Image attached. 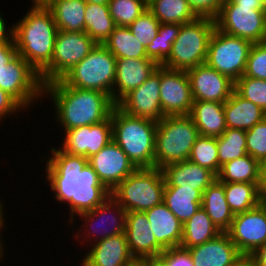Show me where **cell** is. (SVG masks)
Listing matches in <instances>:
<instances>
[{"label":"cell","mask_w":266,"mask_h":266,"mask_svg":"<svg viewBox=\"0 0 266 266\" xmlns=\"http://www.w3.org/2000/svg\"><path fill=\"white\" fill-rule=\"evenodd\" d=\"M156 241L165 249L180 247L183 223L162 202L145 211Z\"/></svg>","instance_id":"cell-24"},{"label":"cell","mask_w":266,"mask_h":266,"mask_svg":"<svg viewBox=\"0 0 266 266\" xmlns=\"http://www.w3.org/2000/svg\"><path fill=\"white\" fill-rule=\"evenodd\" d=\"M151 266H165V264L159 258L151 259Z\"/></svg>","instance_id":"cell-57"},{"label":"cell","mask_w":266,"mask_h":266,"mask_svg":"<svg viewBox=\"0 0 266 266\" xmlns=\"http://www.w3.org/2000/svg\"><path fill=\"white\" fill-rule=\"evenodd\" d=\"M214 29V18L206 16H199L191 22L182 24L179 35L172 44L171 54L162 66L187 71L204 64Z\"/></svg>","instance_id":"cell-6"},{"label":"cell","mask_w":266,"mask_h":266,"mask_svg":"<svg viewBox=\"0 0 266 266\" xmlns=\"http://www.w3.org/2000/svg\"><path fill=\"white\" fill-rule=\"evenodd\" d=\"M113 140L111 115L104 121L66 130L62 151L87 159Z\"/></svg>","instance_id":"cell-17"},{"label":"cell","mask_w":266,"mask_h":266,"mask_svg":"<svg viewBox=\"0 0 266 266\" xmlns=\"http://www.w3.org/2000/svg\"><path fill=\"white\" fill-rule=\"evenodd\" d=\"M190 81L186 71L161 65L160 105L165 116L189 115L193 106Z\"/></svg>","instance_id":"cell-15"},{"label":"cell","mask_w":266,"mask_h":266,"mask_svg":"<svg viewBox=\"0 0 266 266\" xmlns=\"http://www.w3.org/2000/svg\"><path fill=\"white\" fill-rule=\"evenodd\" d=\"M260 165L257 160L247 154L222 165L217 180L224 183L259 184Z\"/></svg>","instance_id":"cell-32"},{"label":"cell","mask_w":266,"mask_h":266,"mask_svg":"<svg viewBox=\"0 0 266 266\" xmlns=\"http://www.w3.org/2000/svg\"><path fill=\"white\" fill-rule=\"evenodd\" d=\"M159 26L160 22L147 9L128 28L133 36L146 47L155 39Z\"/></svg>","instance_id":"cell-43"},{"label":"cell","mask_w":266,"mask_h":266,"mask_svg":"<svg viewBox=\"0 0 266 266\" xmlns=\"http://www.w3.org/2000/svg\"><path fill=\"white\" fill-rule=\"evenodd\" d=\"M147 7L160 23L184 24L199 17L187 0H149Z\"/></svg>","instance_id":"cell-31"},{"label":"cell","mask_w":266,"mask_h":266,"mask_svg":"<svg viewBox=\"0 0 266 266\" xmlns=\"http://www.w3.org/2000/svg\"><path fill=\"white\" fill-rule=\"evenodd\" d=\"M198 16L214 18L220 11L224 0H187Z\"/></svg>","instance_id":"cell-46"},{"label":"cell","mask_w":266,"mask_h":266,"mask_svg":"<svg viewBox=\"0 0 266 266\" xmlns=\"http://www.w3.org/2000/svg\"><path fill=\"white\" fill-rule=\"evenodd\" d=\"M215 28L250 41L252 44L266 40V8L254 5H235L224 0L214 17Z\"/></svg>","instance_id":"cell-9"},{"label":"cell","mask_w":266,"mask_h":266,"mask_svg":"<svg viewBox=\"0 0 266 266\" xmlns=\"http://www.w3.org/2000/svg\"><path fill=\"white\" fill-rule=\"evenodd\" d=\"M258 196L260 204L266 205V162L260 165Z\"/></svg>","instance_id":"cell-49"},{"label":"cell","mask_w":266,"mask_h":266,"mask_svg":"<svg viewBox=\"0 0 266 266\" xmlns=\"http://www.w3.org/2000/svg\"><path fill=\"white\" fill-rule=\"evenodd\" d=\"M145 212L126 214L125 235L129 250L135 259L158 258L165 249L156 241Z\"/></svg>","instance_id":"cell-19"},{"label":"cell","mask_w":266,"mask_h":266,"mask_svg":"<svg viewBox=\"0 0 266 266\" xmlns=\"http://www.w3.org/2000/svg\"><path fill=\"white\" fill-rule=\"evenodd\" d=\"M227 233L241 254H252L266 243V205L235 214Z\"/></svg>","instance_id":"cell-14"},{"label":"cell","mask_w":266,"mask_h":266,"mask_svg":"<svg viewBox=\"0 0 266 266\" xmlns=\"http://www.w3.org/2000/svg\"><path fill=\"white\" fill-rule=\"evenodd\" d=\"M99 181L111 192L137 168L113 140L97 154L88 158Z\"/></svg>","instance_id":"cell-16"},{"label":"cell","mask_w":266,"mask_h":266,"mask_svg":"<svg viewBox=\"0 0 266 266\" xmlns=\"http://www.w3.org/2000/svg\"><path fill=\"white\" fill-rule=\"evenodd\" d=\"M86 3L100 4V5H108L110 0H83Z\"/></svg>","instance_id":"cell-56"},{"label":"cell","mask_w":266,"mask_h":266,"mask_svg":"<svg viewBox=\"0 0 266 266\" xmlns=\"http://www.w3.org/2000/svg\"><path fill=\"white\" fill-rule=\"evenodd\" d=\"M201 207L221 232L230 229L234 214L226 201L224 182L216 179L208 186L203 192Z\"/></svg>","instance_id":"cell-27"},{"label":"cell","mask_w":266,"mask_h":266,"mask_svg":"<svg viewBox=\"0 0 266 266\" xmlns=\"http://www.w3.org/2000/svg\"><path fill=\"white\" fill-rule=\"evenodd\" d=\"M194 101L225 103L234 91V81L206 63L186 71Z\"/></svg>","instance_id":"cell-18"},{"label":"cell","mask_w":266,"mask_h":266,"mask_svg":"<svg viewBox=\"0 0 266 266\" xmlns=\"http://www.w3.org/2000/svg\"><path fill=\"white\" fill-rule=\"evenodd\" d=\"M158 258L165 266H195L189 251L181 247L165 250Z\"/></svg>","instance_id":"cell-45"},{"label":"cell","mask_w":266,"mask_h":266,"mask_svg":"<svg viewBox=\"0 0 266 266\" xmlns=\"http://www.w3.org/2000/svg\"><path fill=\"white\" fill-rule=\"evenodd\" d=\"M132 256L125 233L97 241L85 256L82 266H127Z\"/></svg>","instance_id":"cell-22"},{"label":"cell","mask_w":266,"mask_h":266,"mask_svg":"<svg viewBox=\"0 0 266 266\" xmlns=\"http://www.w3.org/2000/svg\"><path fill=\"white\" fill-rule=\"evenodd\" d=\"M0 88L23 108L40 97L39 94L43 95V84L38 72L19 54L0 72Z\"/></svg>","instance_id":"cell-12"},{"label":"cell","mask_w":266,"mask_h":266,"mask_svg":"<svg viewBox=\"0 0 266 266\" xmlns=\"http://www.w3.org/2000/svg\"><path fill=\"white\" fill-rule=\"evenodd\" d=\"M256 266H266V243L259 246L252 254Z\"/></svg>","instance_id":"cell-51"},{"label":"cell","mask_w":266,"mask_h":266,"mask_svg":"<svg viewBox=\"0 0 266 266\" xmlns=\"http://www.w3.org/2000/svg\"><path fill=\"white\" fill-rule=\"evenodd\" d=\"M244 75L266 80V40L252 44L248 54Z\"/></svg>","instance_id":"cell-44"},{"label":"cell","mask_w":266,"mask_h":266,"mask_svg":"<svg viewBox=\"0 0 266 266\" xmlns=\"http://www.w3.org/2000/svg\"><path fill=\"white\" fill-rule=\"evenodd\" d=\"M158 66L159 65L150 58L116 59L114 88L116 86L118 90L113 91L112 101L117 104L131 90L143 84Z\"/></svg>","instance_id":"cell-20"},{"label":"cell","mask_w":266,"mask_h":266,"mask_svg":"<svg viewBox=\"0 0 266 266\" xmlns=\"http://www.w3.org/2000/svg\"><path fill=\"white\" fill-rule=\"evenodd\" d=\"M235 5H254V7H265L261 0H231Z\"/></svg>","instance_id":"cell-53"},{"label":"cell","mask_w":266,"mask_h":266,"mask_svg":"<svg viewBox=\"0 0 266 266\" xmlns=\"http://www.w3.org/2000/svg\"><path fill=\"white\" fill-rule=\"evenodd\" d=\"M17 54L14 42H0V72Z\"/></svg>","instance_id":"cell-48"},{"label":"cell","mask_w":266,"mask_h":266,"mask_svg":"<svg viewBox=\"0 0 266 266\" xmlns=\"http://www.w3.org/2000/svg\"><path fill=\"white\" fill-rule=\"evenodd\" d=\"M165 187L192 188L202 193L211 185L217 176L207 168L189 160L173 163L162 168Z\"/></svg>","instance_id":"cell-21"},{"label":"cell","mask_w":266,"mask_h":266,"mask_svg":"<svg viewBox=\"0 0 266 266\" xmlns=\"http://www.w3.org/2000/svg\"><path fill=\"white\" fill-rule=\"evenodd\" d=\"M2 203L0 202V230L2 229V226H3V221H4V219H3V206L1 205Z\"/></svg>","instance_id":"cell-58"},{"label":"cell","mask_w":266,"mask_h":266,"mask_svg":"<svg viewBox=\"0 0 266 266\" xmlns=\"http://www.w3.org/2000/svg\"><path fill=\"white\" fill-rule=\"evenodd\" d=\"M187 250L195 266H229L241 254L227 232Z\"/></svg>","instance_id":"cell-23"},{"label":"cell","mask_w":266,"mask_h":266,"mask_svg":"<svg viewBox=\"0 0 266 266\" xmlns=\"http://www.w3.org/2000/svg\"><path fill=\"white\" fill-rule=\"evenodd\" d=\"M103 45L118 58H147L146 47L128 27L116 26Z\"/></svg>","instance_id":"cell-34"},{"label":"cell","mask_w":266,"mask_h":266,"mask_svg":"<svg viewBox=\"0 0 266 266\" xmlns=\"http://www.w3.org/2000/svg\"><path fill=\"white\" fill-rule=\"evenodd\" d=\"M34 1L33 6L47 7L53 0H32Z\"/></svg>","instance_id":"cell-55"},{"label":"cell","mask_w":266,"mask_h":266,"mask_svg":"<svg viewBox=\"0 0 266 266\" xmlns=\"http://www.w3.org/2000/svg\"><path fill=\"white\" fill-rule=\"evenodd\" d=\"M227 128L250 130L266 117V112L256 104L242 98L235 91L224 103Z\"/></svg>","instance_id":"cell-25"},{"label":"cell","mask_w":266,"mask_h":266,"mask_svg":"<svg viewBox=\"0 0 266 266\" xmlns=\"http://www.w3.org/2000/svg\"><path fill=\"white\" fill-rule=\"evenodd\" d=\"M222 232L216 227L207 212L200 207L196 213L183 224L180 247L189 249L214 239Z\"/></svg>","instance_id":"cell-30"},{"label":"cell","mask_w":266,"mask_h":266,"mask_svg":"<svg viewBox=\"0 0 266 266\" xmlns=\"http://www.w3.org/2000/svg\"><path fill=\"white\" fill-rule=\"evenodd\" d=\"M182 24L160 23L158 34L151 43L146 46L147 58L162 65L170 56L172 44L179 35Z\"/></svg>","instance_id":"cell-37"},{"label":"cell","mask_w":266,"mask_h":266,"mask_svg":"<svg viewBox=\"0 0 266 266\" xmlns=\"http://www.w3.org/2000/svg\"><path fill=\"white\" fill-rule=\"evenodd\" d=\"M97 43L86 32L58 30L51 63L39 74L42 84L61 79L82 61Z\"/></svg>","instance_id":"cell-11"},{"label":"cell","mask_w":266,"mask_h":266,"mask_svg":"<svg viewBox=\"0 0 266 266\" xmlns=\"http://www.w3.org/2000/svg\"><path fill=\"white\" fill-rule=\"evenodd\" d=\"M111 209H112V212H113V209H114V211L116 209V212H117V215H118L119 220H118L117 216L116 217L115 216H111V219L110 220L112 221V223H114L113 225L111 224L112 225L111 226L112 228H110L111 230L110 231L107 230L108 228H106L105 231L103 230V233L100 234L102 237H99L98 241L103 240V239L108 238V237H111V236H116V235L125 233L126 214H127V211L115 199H113L110 196L102 204L98 205L93 210L79 214V216L85 217L84 219L87 220V221L85 220V223L87 224V222L92 221L94 218H96V220H98L100 217H102V218L105 217V215H106L107 212L112 213L111 212ZM99 215H101V216H99ZM106 219H107L106 221L108 222L109 217H107ZM103 220L104 219H102V221ZM106 221L104 222L105 224H106ZM90 223L92 225V222H90ZM110 223L111 222L109 221L108 224H110ZM97 229H99V228H97ZM95 231H92L91 233L93 234V232L95 233Z\"/></svg>","instance_id":"cell-36"},{"label":"cell","mask_w":266,"mask_h":266,"mask_svg":"<svg viewBox=\"0 0 266 266\" xmlns=\"http://www.w3.org/2000/svg\"><path fill=\"white\" fill-rule=\"evenodd\" d=\"M1 231V230H0ZM4 250H3V248H2V244H1V241H0V258L2 257L1 255V253L3 252Z\"/></svg>","instance_id":"cell-59"},{"label":"cell","mask_w":266,"mask_h":266,"mask_svg":"<svg viewBox=\"0 0 266 266\" xmlns=\"http://www.w3.org/2000/svg\"><path fill=\"white\" fill-rule=\"evenodd\" d=\"M127 266H151V259H134Z\"/></svg>","instance_id":"cell-54"},{"label":"cell","mask_w":266,"mask_h":266,"mask_svg":"<svg viewBox=\"0 0 266 266\" xmlns=\"http://www.w3.org/2000/svg\"><path fill=\"white\" fill-rule=\"evenodd\" d=\"M58 27L48 7L33 6L13 26V40L18 54L40 74L50 63Z\"/></svg>","instance_id":"cell-3"},{"label":"cell","mask_w":266,"mask_h":266,"mask_svg":"<svg viewBox=\"0 0 266 266\" xmlns=\"http://www.w3.org/2000/svg\"><path fill=\"white\" fill-rule=\"evenodd\" d=\"M113 141L138 168H154L157 122L129 115L117 105L111 112Z\"/></svg>","instance_id":"cell-4"},{"label":"cell","mask_w":266,"mask_h":266,"mask_svg":"<svg viewBox=\"0 0 266 266\" xmlns=\"http://www.w3.org/2000/svg\"><path fill=\"white\" fill-rule=\"evenodd\" d=\"M161 65L138 88L131 90L116 105L125 113L159 122L165 115L160 105Z\"/></svg>","instance_id":"cell-13"},{"label":"cell","mask_w":266,"mask_h":266,"mask_svg":"<svg viewBox=\"0 0 266 266\" xmlns=\"http://www.w3.org/2000/svg\"><path fill=\"white\" fill-rule=\"evenodd\" d=\"M146 0H110L109 13L116 26L128 27L147 10Z\"/></svg>","instance_id":"cell-40"},{"label":"cell","mask_w":266,"mask_h":266,"mask_svg":"<svg viewBox=\"0 0 266 266\" xmlns=\"http://www.w3.org/2000/svg\"><path fill=\"white\" fill-rule=\"evenodd\" d=\"M251 46L250 41L215 28L208 43L205 63L235 82L244 75Z\"/></svg>","instance_id":"cell-10"},{"label":"cell","mask_w":266,"mask_h":266,"mask_svg":"<svg viewBox=\"0 0 266 266\" xmlns=\"http://www.w3.org/2000/svg\"><path fill=\"white\" fill-rule=\"evenodd\" d=\"M43 93L52 95L58 114L56 118L65 130L102 122L116 105L104 92L73 88L60 79L44 84Z\"/></svg>","instance_id":"cell-2"},{"label":"cell","mask_w":266,"mask_h":266,"mask_svg":"<svg viewBox=\"0 0 266 266\" xmlns=\"http://www.w3.org/2000/svg\"><path fill=\"white\" fill-rule=\"evenodd\" d=\"M115 74L116 57L103 44H97L60 80L73 88L104 92L112 99Z\"/></svg>","instance_id":"cell-8"},{"label":"cell","mask_w":266,"mask_h":266,"mask_svg":"<svg viewBox=\"0 0 266 266\" xmlns=\"http://www.w3.org/2000/svg\"><path fill=\"white\" fill-rule=\"evenodd\" d=\"M229 266H256L251 254H240Z\"/></svg>","instance_id":"cell-50"},{"label":"cell","mask_w":266,"mask_h":266,"mask_svg":"<svg viewBox=\"0 0 266 266\" xmlns=\"http://www.w3.org/2000/svg\"><path fill=\"white\" fill-rule=\"evenodd\" d=\"M200 136L189 115L164 116L157 122L154 167L189 160L192 147Z\"/></svg>","instance_id":"cell-5"},{"label":"cell","mask_w":266,"mask_h":266,"mask_svg":"<svg viewBox=\"0 0 266 266\" xmlns=\"http://www.w3.org/2000/svg\"><path fill=\"white\" fill-rule=\"evenodd\" d=\"M246 150L260 164L266 162V117L246 131Z\"/></svg>","instance_id":"cell-42"},{"label":"cell","mask_w":266,"mask_h":266,"mask_svg":"<svg viewBox=\"0 0 266 266\" xmlns=\"http://www.w3.org/2000/svg\"><path fill=\"white\" fill-rule=\"evenodd\" d=\"M86 4L83 0H53L47 7L58 30L74 33L84 31Z\"/></svg>","instance_id":"cell-29"},{"label":"cell","mask_w":266,"mask_h":266,"mask_svg":"<svg viewBox=\"0 0 266 266\" xmlns=\"http://www.w3.org/2000/svg\"><path fill=\"white\" fill-rule=\"evenodd\" d=\"M164 188L162 169L138 168L111 191V197L127 212H145L163 202Z\"/></svg>","instance_id":"cell-7"},{"label":"cell","mask_w":266,"mask_h":266,"mask_svg":"<svg viewBox=\"0 0 266 266\" xmlns=\"http://www.w3.org/2000/svg\"><path fill=\"white\" fill-rule=\"evenodd\" d=\"M20 108L22 109L23 107L11 95L0 88V120L8 114L17 112Z\"/></svg>","instance_id":"cell-47"},{"label":"cell","mask_w":266,"mask_h":266,"mask_svg":"<svg viewBox=\"0 0 266 266\" xmlns=\"http://www.w3.org/2000/svg\"><path fill=\"white\" fill-rule=\"evenodd\" d=\"M261 2L263 3V5H264L265 8H266V0H261Z\"/></svg>","instance_id":"cell-60"},{"label":"cell","mask_w":266,"mask_h":266,"mask_svg":"<svg viewBox=\"0 0 266 266\" xmlns=\"http://www.w3.org/2000/svg\"><path fill=\"white\" fill-rule=\"evenodd\" d=\"M51 151L46 178L57 201L68 202L72 220L74 214L91 211L111 196L86 157L67 154L60 148Z\"/></svg>","instance_id":"cell-1"},{"label":"cell","mask_w":266,"mask_h":266,"mask_svg":"<svg viewBox=\"0 0 266 266\" xmlns=\"http://www.w3.org/2000/svg\"><path fill=\"white\" fill-rule=\"evenodd\" d=\"M6 27H5V21L4 18L1 17L0 15V42H14L13 40V27L6 32Z\"/></svg>","instance_id":"cell-52"},{"label":"cell","mask_w":266,"mask_h":266,"mask_svg":"<svg viewBox=\"0 0 266 266\" xmlns=\"http://www.w3.org/2000/svg\"><path fill=\"white\" fill-rule=\"evenodd\" d=\"M203 193L192 188L165 187L163 203L183 224L201 207Z\"/></svg>","instance_id":"cell-28"},{"label":"cell","mask_w":266,"mask_h":266,"mask_svg":"<svg viewBox=\"0 0 266 266\" xmlns=\"http://www.w3.org/2000/svg\"><path fill=\"white\" fill-rule=\"evenodd\" d=\"M225 197L233 214L246 212L260 204L258 196V184L224 183Z\"/></svg>","instance_id":"cell-35"},{"label":"cell","mask_w":266,"mask_h":266,"mask_svg":"<svg viewBox=\"0 0 266 266\" xmlns=\"http://www.w3.org/2000/svg\"><path fill=\"white\" fill-rule=\"evenodd\" d=\"M234 91L266 112V80L243 75L234 82Z\"/></svg>","instance_id":"cell-41"},{"label":"cell","mask_w":266,"mask_h":266,"mask_svg":"<svg viewBox=\"0 0 266 266\" xmlns=\"http://www.w3.org/2000/svg\"><path fill=\"white\" fill-rule=\"evenodd\" d=\"M189 116L201 136L219 137L227 129L224 103L194 101Z\"/></svg>","instance_id":"cell-26"},{"label":"cell","mask_w":266,"mask_h":266,"mask_svg":"<svg viewBox=\"0 0 266 266\" xmlns=\"http://www.w3.org/2000/svg\"><path fill=\"white\" fill-rule=\"evenodd\" d=\"M189 161L207 168L216 176L220 171L216 137L199 136L195 141Z\"/></svg>","instance_id":"cell-39"},{"label":"cell","mask_w":266,"mask_h":266,"mask_svg":"<svg viewBox=\"0 0 266 266\" xmlns=\"http://www.w3.org/2000/svg\"><path fill=\"white\" fill-rule=\"evenodd\" d=\"M216 139L220 168L231 160L247 155L245 130L227 128Z\"/></svg>","instance_id":"cell-38"},{"label":"cell","mask_w":266,"mask_h":266,"mask_svg":"<svg viewBox=\"0 0 266 266\" xmlns=\"http://www.w3.org/2000/svg\"><path fill=\"white\" fill-rule=\"evenodd\" d=\"M115 27L108 5L86 4L84 32L97 44H103Z\"/></svg>","instance_id":"cell-33"}]
</instances>
